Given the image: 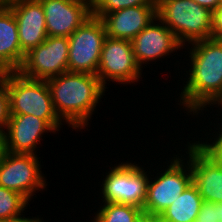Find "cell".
Segmentation results:
<instances>
[{
	"label": "cell",
	"mask_w": 222,
	"mask_h": 222,
	"mask_svg": "<svg viewBox=\"0 0 222 222\" xmlns=\"http://www.w3.org/2000/svg\"><path fill=\"white\" fill-rule=\"evenodd\" d=\"M191 45V69L187 84L181 90L180 103L188 113L198 115L222 96V40L210 38Z\"/></svg>",
	"instance_id": "cell-1"
},
{
	"label": "cell",
	"mask_w": 222,
	"mask_h": 222,
	"mask_svg": "<svg viewBox=\"0 0 222 222\" xmlns=\"http://www.w3.org/2000/svg\"><path fill=\"white\" fill-rule=\"evenodd\" d=\"M46 82L59 118L75 130L88 125L107 88L96 75L89 73L65 72Z\"/></svg>",
	"instance_id": "cell-2"
},
{
	"label": "cell",
	"mask_w": 222,
	"mask_h": 222,
	"mask_svg": "<svg viewBox=\"0 0 222 222\" xmlns=\"http://www.w3.org/2000/svg\"><path fill=\"white\" fill-rule=\"evenodd\" d=\"M9 95L10 115H34L59 131L62 120L55 111L46 80L31 79L18 71L2 72Z\"/></svg>",
	"instance_id": "cell-3"
},
{
	"label": "cell",
	"mask_w": 222,
	"mask_h": 222,
	"mask_svg": "<svg viewBox=\"0 0 222 222\" xmlns=\"http://www.w3.org/2000/svg\"><path fill=\"white\" fill-rule=\"evenodd\" d=\"M160 19L184 46L211 38L212 11L193 0H156Z\"/></svg>",
	"instance_id": "cell-4"
},
{
	"label": "cell",
	"mask_w": 222,
	"mask_h": 222,
	"mask_svg": "<svg viewBox=\"0 0 222 222\" xmlns=\"http://www.w3.org/2000/svg\"><path fill=\"white\" fill-rule=\"evenodd\" d=\"M134 164L122 162L106 173L101 185L104 203L127 204L143 209L149 176L144 168Z\"/></svg>",
	"instance_id": "cell-5"
},
{
	"label": "cell",
	"mask_w": 222,
	"mask_h": 222,
	"mask_svg": "<svg viewBox=\"0 0 222 222\" xmlns=\"http://www.w3.org/2000/svg\"><path fill=\"white\" fill-rule=\"evenodd\" d=\"M187 146V154H189V159L186 161L187 165L184 164L182 158L180 159L176 155V157H173L174 159H171L172 161L168 168L163 171L164 173L154 178L153 181L149 178L147 199L143 206L145 214L160 215L192 183L190 144Z\"/></svg>",
	"instance_id": "cell-6"
},
{
	"label": "cell",
	"mask_w": 222,
	"mask_h": 222,
	"mask_svg": "<svg viewBox=\"0 0 222 222\" xmlns=\"http://www.w3.org/2000/svg\"><path fill=\"white\" fill-rule=\"evenodd\" d=\"M106 37L102 20L91 15L68 37V72L96 75Z\"/></svg>",
	"instance_id": "cell-7"
},
{
	"label": "cell",
	"mask_w": 222,
	"mask_h": 222,
	"mask_svg": "<svg viewBox=\"0 0 222 222\" xmlns=\"http://www.w3.org/2000/svg\"><path fill=\"white\" fill-rule=\"evenodd\" d=\"M37 155L5 151L0 159V186L20 193L28 201L47 184Z\"/></svg>",
	"instance_id": "cell-8"
},
{
	"label": "cell",
	"mask_w": 222,
	"mask_h": 222,
	"mask_svg": "<svg viewBox=\"0 0 222 222\" xmlns=\"http://www.w3.org/2000/svg\"><path fill=\"white\" fill-rule=\"evenodd\" d=\"M68 37L47 36L42 44L29 50L17 70L27 78L47 80L68 72Z\"/></svg>",
	"instance_id": "cell-9"
},
{
	"label": "cell",
	"mask_w": 222,
	"mask_h": 222,
	"mask_svg": "<svg viewBox=\"0 0 222 222\" xmlns=\"http://www.w3.org/2000/svg\"><path fill=\"white\" fill-rule=\"evenodd\" d=\"M141 69L137 64L131 41L107 36L104 40L96 76L106 86V81L128 84L138 82Z\"/></svg>",
	"instance_id": "cell-10"
},
{
	"label": "cell",
	"mask_w": 222,
	"mask_h": 222,
	"mask_svg": "<svg viewBox=\"0 0 222 222\" xmlns=\"http://www.w3.org/2000/svg\"><path fill=\"white\" fill-rule=\"evenodd\" d=\"M48 36L70 37L91 15V1L42 0Z\"/></svg>",
	"instance_id": "cell-11"
},
{
	"label": "cell",
	"mask_w": 222,
	"mask_h": 222,
	"mask_svg": "<svg viewBox=\"0 0 222 222\" xmlns=\"http://www.w3.org/2000/svg\"><path fill=\"white\" fill-rule=\"evenodd\" d=\"M13 11L17 25L21 50H29L42 44L47 38L46 19L43 6L36 0H6Z\"/></svg>",
	"instance_id": "cell-12"
},
{
	"label": "cell",
	"mask_w": 222,
	"mask_h": 222,
	"mask_svg": "<svg viewBox=\"0 0 222 222\" xmlns=\"http://www.w3.org/2000/svg\"><path fill=\"white\" fill-rule=\"evenodd\" d=\"M131 43L135 60L141 69L144 63L164 58L183 48L175 34L158 18L145 27Z\"/></svg>",
	"instance_id": "cell-13"
},
{
	"label": "cell",
	"mask_w": 222,
	"mask_h": 222,
	"mask_svg": "<svg viewBox=\"0 0 222 222\" xmlns=\"http://www.w3.org/2000/svg\"><path fill=\"white\" fill-rule=\"evenodd\" d=\"M192 183L203 201L222 203V165L211 157L196 141L190 143Z\"/></svg>",
	"instance_id": "cell-14"
},
{
	"label": "cell",
	"mask_w": 222,
	"mask_h": 222,
	"mask_svg": "<svg viewBox=\"0 0 222 222\" xmlns=\"http://www.w3.org/2000/svg\"><path fill=\"white\" fill-rule=\"evenodd\" d=\"M56 132L45 120L34 115H11L4 131L5 151L34 154L45 132Z\"/></svg>",
	"instance_id": "cell-15"
},
{
	"label": "cell",
	"mask_w": 222,
	"mask_h": 222,
	"mask_svg": "<svg viewBox=\"0 0 222 222\" xmlns=\"http://www.w3.org/2000/svg\"><path fill=\"white\" fill-rule=\"evenodd\" d=\"M157 18V5L128 7L100 17L107 36L132 41Z\"/></svg>",
	"instance_id": "cell-16"
},
{
	"label": "cell",
	"mask_w": 222,
	"mask_h": 222,
	"mask_svg": "<svg viewBox=\"0 0 222 222\" xmlns=\"http://www.w3.org/2000/svg\"><path fill=\"white\" fill-rule=\"evenodd\" d=\"M24 56L13 11L4 2H0V71H17Z\"/></svg>",
	"instance_id": "cell-17"
},
{
	"label": "cell",
	"mask_w": 222,
	"mask_h": 222,
	"mask_svg": "<svg viewBox=\"0 0 222 222\" xmlns=\"http://www.w3.org/2000/svg\"><path fill=\"white\" fill-rule=\"evenodd\" d=\"M202 203L197 187L191 183L160 216L167 222H195Z\"/></svg>",
	"instance_id": "cell-18"
},
{
	"label": "cell",
	"mask_w": 222,
	"mask_h": 222,
	"mask_svg": "<svg viewBox=\"0 0 222 222\" xmlns=\"http://www.w3.org/2000/svg\"><path fill=\"white\" fill-rule=\"evenodd\" d=\"M144 212L142 208L120 204L104 203L97 211L93 222H140Z\"/></svg>",
	"instance_id": "cell-19"
},
{
	"label": "cell",
	"mask_w": 222,
	"mask_h": 222,
	"mask_svg": "<svg viewBox=\"0 0 222 222\" xmlns=\"http://www.w3.org/2000/svg\"><path fill=\"white\" fill-rule=\"evenodd\" d=\"M28 202L20 193L0 186V222L20 217Z\"/></svg>",
	"instance_id": "cell-20"
},
{
	"label": "cell",
	"mask_w": 222,
	"mask_h": 222,
	"mask_svg": "<svg viewBox=\"0 0 222 222\" xmlns=\"http://www.w3.org/2000/svg\"><path fill=\"white\" fill-rule=\"evenodd\" d=\"M143 5L157 4L156 0H91L92 15L97 18L124 8Z\"/></svg>",
	"instance_id": "cell-21"
},
{
	"label": "cell",
	"mask_w": 222,
	"mask_h": 222,
	"mask_svg": "<svg viewBox=\"0 0 222 222\" xmlns=\"http://www.w3.org/2000/svg\"><path fill=\"white\" fill-rule=\"evenodd\" d=\"M9 95L6 81L0 76V131L4 132L10 118ZM5 128V129H4Z\"/></svg>",
	"instance_id": "cell-22"
},
{
	"label": "cell",
	"mask_w": 222,
	"mask_h": 222,
	"mask_svg": "<svg viewBox=\"0 0 222 222\" xmlns=\"http://www.w3.org/2000/svg\"><path fill=\"white\" fill-rule=\"evenodd\" d=\"M195 222H220L218 203L203 201Z\"/></svg>",
	"instance_id": "cell-23"
},
{
	"label": "cell",
	"mask_w": 222,
	"mask_h": 222,
	"mask_svg": "<svg viewBox=\"0 0 222 222\" xmlns=\"http://www.w3.org/2000/svg\"><path fill=\"white\" fill-rule=\"evenodd\" d=\"M197 142L211 157L222 165V140H213L211 143L207 141L208 144L206 142Z\"/></svg>",
	"instance_id": "cell-24"
},
{
	"label": "cell",
	"mask_w": 222,
	"mask_h": 222,
	"mask_svg": "<svg viewBox=\"0 0 222 222\" xmlns=\"http://www.w3.org/2000/svg\"><path fill=\"white\" fill-rule=\"evenodd\" d=\"M211 38L222 40V5L212 12Z\"/></svg>",
	"instance_id": "cell-25"
},
{
	"label": "cell",
	"mask_w": 222,
	"mask_h": 222,
	"mask_svg": "<svg viewBox=\"0 0 222 222\" xmlns=\"http://www.w3.org/2000/svg\"><path fill=\"white\" fill-rule=\"evenodd\" d=\"M193 1H195L200 6L211 10L212 12L221 5V0H193Z\"/></svg>",
	"instance_id": "cell-26"
},
{
	"label": "cell",
	"mask_w": 222,
	"mask_h": 222,
	"mask_svg": "<svg viewBox=\"0 0 222 222\" xmlns=\"http://www.w3.org/2000/svg\"><path fill=\"white\" fill-rule=\"evenodd\" d=\"M140 222H167L160 215L143 214Z\"/></svg>",
	"instance_id": "cell-27"
},
{
	"label": "cell",
	"mask_w": 222,
	"mask_h": 222,
	"mask_svg": "<svg viewBox=\"0 0 222 222\" xmlns=\"http://www.w3.org/2000/svg\"><path fill=\"white\" fill-rule=\"evenodd\" d=\"M2 222H44L43 220H41V218H26V217H17V218H14V219H10V220H7V221H2Z\"/></svg>",
	"instance_id": "cell-28"
},
{
	"label": "cell",
	"mask_w": 222,
	"mask_h": 222,
	"mask_svg": "<svg viewBox=\"0 0 222 222\" xmlns=\"http://www.w3.org/2000/svg\"><path fill=\"white\" fill-rule=\"evenodd\" d=\"M4 152H5L4 132L0 131V159L2 158Z\"/></svg>",
	"instance_id": "cell-29"
},
{
	"label": "cell",
	"mask_w": 222,
	"mask_h": 222,
	"mask_svg": "<svg viewBox=\"0 0 222 222\" xmlns=\"http://www.w3.org/2000/svg\"><path fill=\"white\" fill-rule=\"evenodd\" d=\"M218 215L220 222H222V203H218Z\"/></svg>",
	"instance_id": "cell-30"
},
{
	"label": "cell",
	"mask_w": 222,
	"mask_h": 222,
	"mask_svg": "<svg viewBox=\"0 0 222 222\" xmlns=\"http://www.w3.org/2000/svg\"><path fill=\"white\" fill-rule=\"evenodd\" d=\"M222 129V127H221ZM217 138H215L214 140H222V130H220L219 134L217 133Z\"/></svg>",
	"instance_id": "cell-31"
},
{
	"label": "cell",
	"mask_w": 222,
	"mask_h": 222,
	"mask_svg": "<svg viewBox=\"0 0 222 222\" xmlns=\"http://www.w3.org/2000/svg\"><path fill=\"white\" fill-rule=\"evenodd\" d=\"M216 104H218V106L219 105L222 106V96L219 98V100L214 105H216Z\"/></svg>",
	"instance_id": "cell-32"
},
{
	"label": "cell",
	"mask_w": 222,
	"mask_h": 222,
	"mask_svg": "<svg viewBox=\"0 0 222 222\" xmlns=\"http://www.w3.org/2000/svg\"><path fill=\"white\" fill-rule=\"evenodd\" d=\"M36 1H42V0H36ZM69 1H91V0H69Z\"/></svg>",
	"instance_id": "cell-33"
}]
</instances>
